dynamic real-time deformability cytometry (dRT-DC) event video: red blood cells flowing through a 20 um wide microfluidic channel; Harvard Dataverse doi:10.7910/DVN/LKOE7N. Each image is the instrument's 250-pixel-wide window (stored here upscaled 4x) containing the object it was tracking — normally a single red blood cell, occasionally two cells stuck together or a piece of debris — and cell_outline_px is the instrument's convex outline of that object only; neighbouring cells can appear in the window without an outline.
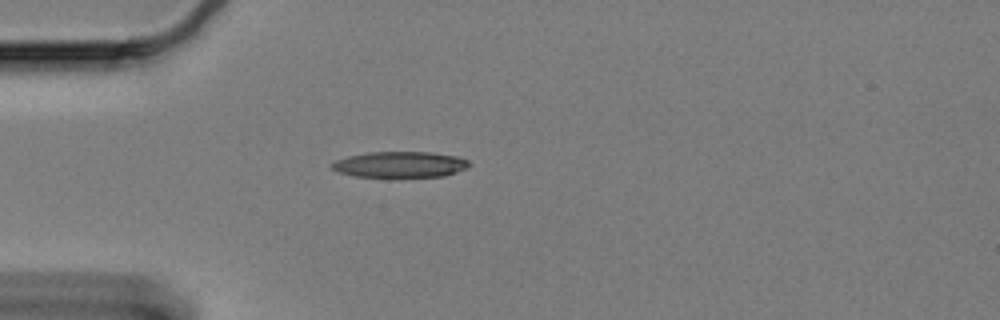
{"species": "Egyptian fruit bat (a non-hibernating species)", "species_latin": "Rousettus aegyptiacus", "temperature_condition": "cold", "stored_images_in_passage": 45, "camera_frame_rate_fps": 3000, "um_per_image_px": 0.085, "animal": {"sex": "female"}, "frame": {"image": 1, "passage_image": 1, "time_ms": 0.0, "image_size_px": [1000, 320], "cell_outline_px": [[472, 164], [468, 168], [444, 176], [352, 176], [340, 172], [332, 168], [332, 164], [336, 160], [348, 156], [368, 152], [432, 152], [456, 156], [468, 160]], "centroid_in_image_um": [34.05, 13.97], "position_along_channel_um": 51.0, "area_um2": 20.52}}
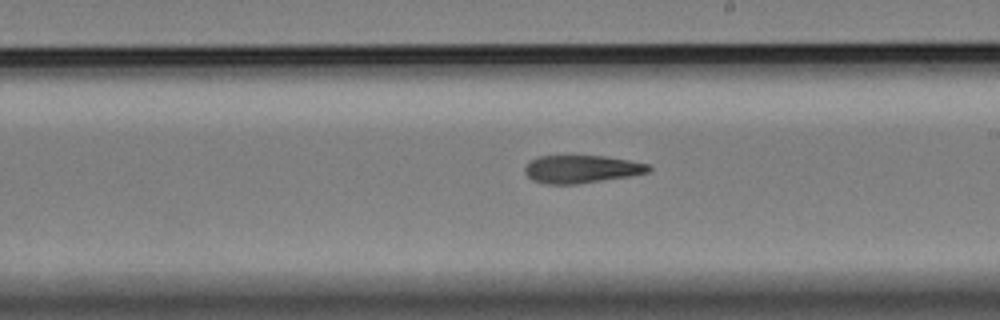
{"frame": {"image": 2, "passage_image": 19, "time_ms": 6.0, "image_size_px": [1000, 320], "cell_outline_px": [[652, 168], [648, 172], [628, 176], [580, 184], [544, 184], [532, 180], [524, 172], [524, 168], [532, 160], [540, 156], [604, 156], [628, 160], [648, 164]], "centroid_in_image_um": [49.41, 14.38], "position_along_channel_um": 239.6, "area_um2": 19.94}}
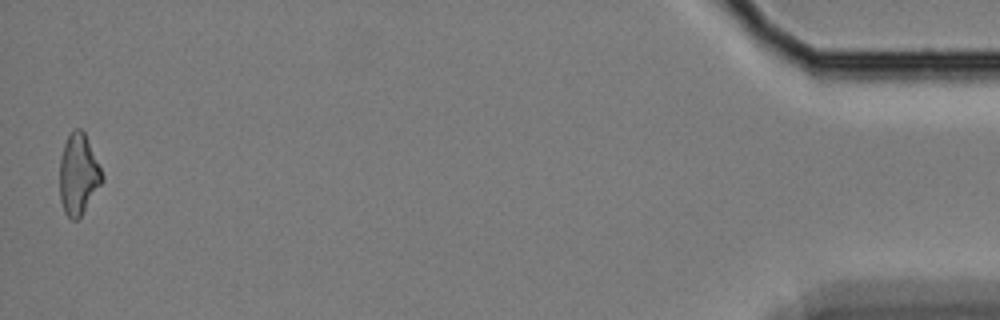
{"frame": {"image": 3, "passage_image": 44, "time_ms": 14.333, "image_size_px": [1000, 320], "cell_outline_px": [[104, 180], [80, 216], [76, 220], [72, 220], [64, 212], [60, 200], [60, 156], [64, 144], [72, 128], [80, 128], [84, 132], [104, 176]], "centroid_in_image_um": [6.65, 14.8], "position_along_channel_um": 428.5, "area_um2": 19.83}}